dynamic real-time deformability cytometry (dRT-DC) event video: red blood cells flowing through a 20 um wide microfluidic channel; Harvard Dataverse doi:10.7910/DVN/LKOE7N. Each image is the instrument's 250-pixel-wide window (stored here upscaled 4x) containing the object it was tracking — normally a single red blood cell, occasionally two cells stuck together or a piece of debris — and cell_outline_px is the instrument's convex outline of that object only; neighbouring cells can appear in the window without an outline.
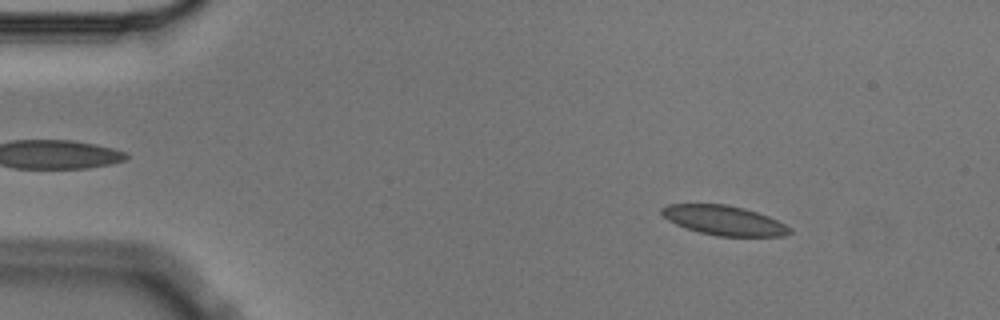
{"species": "Egyptian fruit bat (a non-hibernating species)", "species_latin": "Rousettus aegyptiacus", "temperature_condition": "cold", "stored_images_in_passage": 9, "camera_frame_rate_fps": 3000, "um_per_image_px": 0.085, "animal": {"sex": "male"}, "frame": {"image": 1, "passage_image": 3, "time_ms": 0.667, "image_size_px": [1000, 320], "cell_outline_px": [[792, 232], [784, 236], [716, 236], [700, 232], [676, 224], [668, 220], [660, 212], [660, 208], [668, 204], [728, 204], [744, 208], [768, 216], [792, 228]], "centroid_in_image_um": [61.54, 18.73], "position_along_channel_um": 23.5, "area_um2": 21.96}}
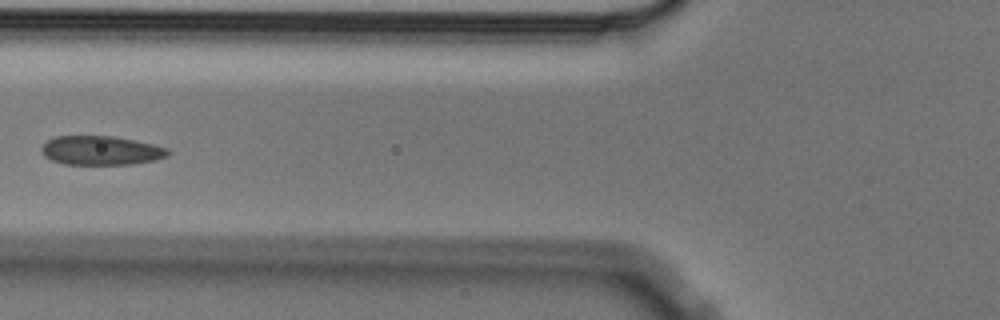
{"frame": {"image": 2, "passage_image": 7, "time_ms": 2.0, "image_size_px": [1000, 320], "cell_outline_px": [[172, 152], [168, 156], [156, 160], [132, 164], [64, 164], [52, 160], [44, 156], [40, 152], [40, 148], [52, 136], [112, 136], [152, 144], [168, 148]], "centroid_in_image_um": [8.58, 12.79], "position_along_channel_um": 117.2, "area_um2": 21.5}}
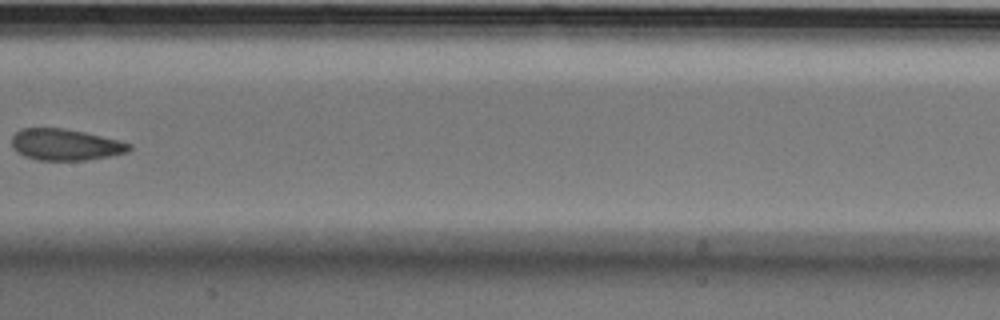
{"frame": {"image": 3, "passage_image": 9, "time_ms": 2.667, "image_size_px": [1000, 320], "cell_outline_px": [[132, 148], [128, 152], [108, 156], [84, 160], [36, 160], [24, 156], [16, 152], [12, 144], [12, 136], [20, 128], [64, 128], [84, 132], [120, 140], [132, 144]], "centroid_in_image_um": [5.55, 12.29], "position_along_channel_um": 201.8, "area_um2": 21.56}}